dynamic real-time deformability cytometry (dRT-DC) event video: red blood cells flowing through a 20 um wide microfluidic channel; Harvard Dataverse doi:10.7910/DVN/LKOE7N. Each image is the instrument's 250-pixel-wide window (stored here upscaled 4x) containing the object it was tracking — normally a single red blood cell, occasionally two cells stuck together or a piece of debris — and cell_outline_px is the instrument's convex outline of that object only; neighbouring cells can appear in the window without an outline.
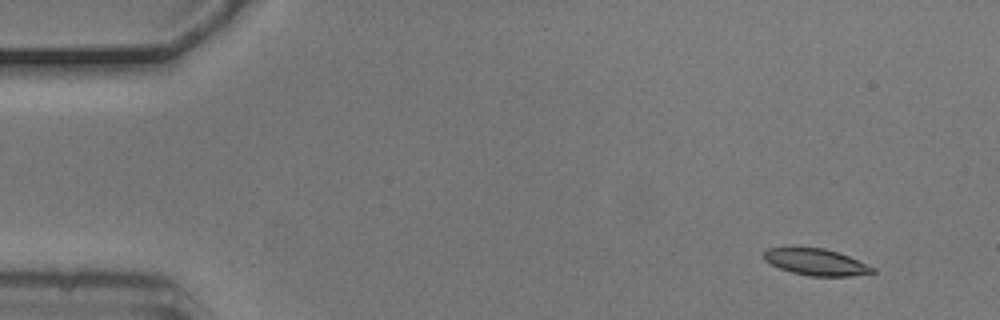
{"species": "common noctule bat (a hibernating species)", "species_latin": "Nyctalus noctula", "temperature_condition": "cold", "stored_images_in_passage": 6, "segment_of_instrument_passage": [1, 2], "camera_frame_rate_fps": 3000, "um_per_image_px": 0.085, "animal": {"sex": "male", "body_mass_g": 20.5, "forearm_length_mm": 52.5}, "frame": {"image": 1, "passage_image": 2, "time_ms": 0.333, "image_size_px": [1000, 320], "cell_outline_px": [[876, 272], [852, 276], [812, 276], [792, 272], [780, 268], [764, 260], [764, 252], [768, 248], [792, 244], [824, 248], [848, 256], [876, 268]], "centroid_in_image_um": [69.31, 22.22], "position_along_channel_um": 15.7, "area_um2": 17.34}}